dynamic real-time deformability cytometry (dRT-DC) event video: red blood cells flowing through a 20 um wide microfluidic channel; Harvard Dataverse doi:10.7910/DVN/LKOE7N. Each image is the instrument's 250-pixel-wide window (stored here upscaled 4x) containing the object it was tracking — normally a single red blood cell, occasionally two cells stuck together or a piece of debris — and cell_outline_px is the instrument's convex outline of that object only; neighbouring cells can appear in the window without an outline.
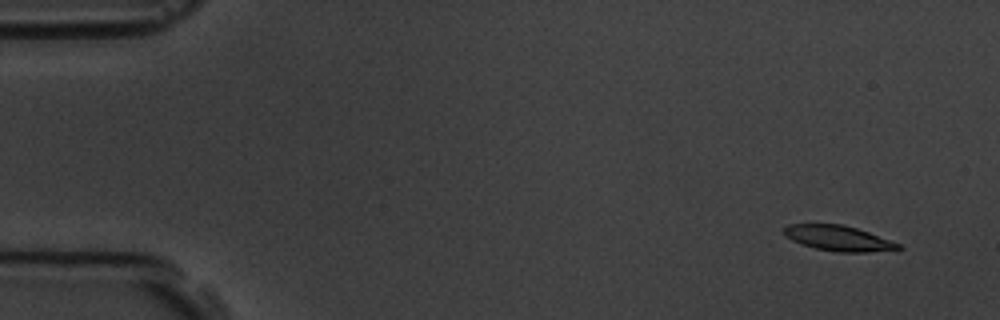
{"species": "common noctule bat (a hibernating species)", "species_latin": "Nyctalus noctula", "temperature_condition": "room temperature", "stored_images_in_passage": 6, "segment_of_instrument_passage": [1, 2], "camera_frame_rate_fps": 3000, "um_per_image_px": 0.085, "animal": {"sex": "male", "body_mass_g": 19.5, "forearm_length_mm": 54.6}, "frame": {"image": 1, "passage_image": 2, "time_ms": 1.0, "image_size_px": [1000, 320], "cell_outline_px": [[904, 248], [896, 252], [836, 252], [816, 248], [800, 244], [792, 240], [784, 232], [784, 228], [788, 224], [840, 224], [856, 228], [868, 232], [900, 244]], "centroid_in_image_um": [71.36, 20.28], "position_along_channel_um": 13.6, "area_um2": 16.99}}
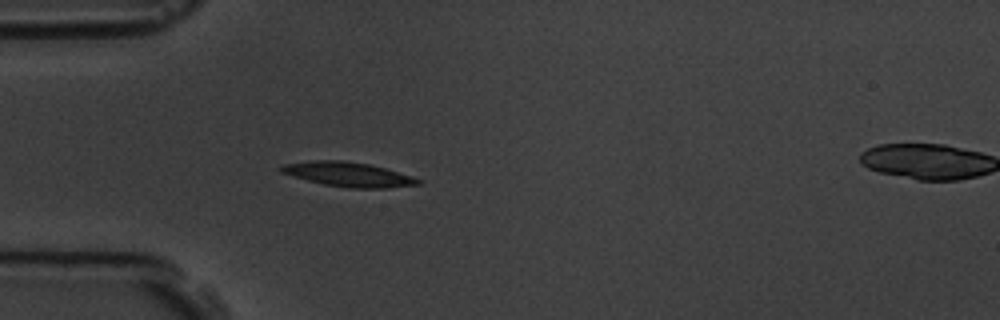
{"frame": {"image": 2, "passage_image": 5, "time_ms": 5.333, "image_size_px": [1000, 320], "cell_outline_px": [[420, 184], [388, 188], [348, 188], [324, 184], [308, 180], [280, 172], [280, 168], [284, 164], [312, 160], [344, 160], [368, 164], [384, 168], [412, 176], [420, 180]], "centroid_in_image_um": [29.6, 14.82], "position_along_channel_um": 55.4, "area_um2": 19.31}}